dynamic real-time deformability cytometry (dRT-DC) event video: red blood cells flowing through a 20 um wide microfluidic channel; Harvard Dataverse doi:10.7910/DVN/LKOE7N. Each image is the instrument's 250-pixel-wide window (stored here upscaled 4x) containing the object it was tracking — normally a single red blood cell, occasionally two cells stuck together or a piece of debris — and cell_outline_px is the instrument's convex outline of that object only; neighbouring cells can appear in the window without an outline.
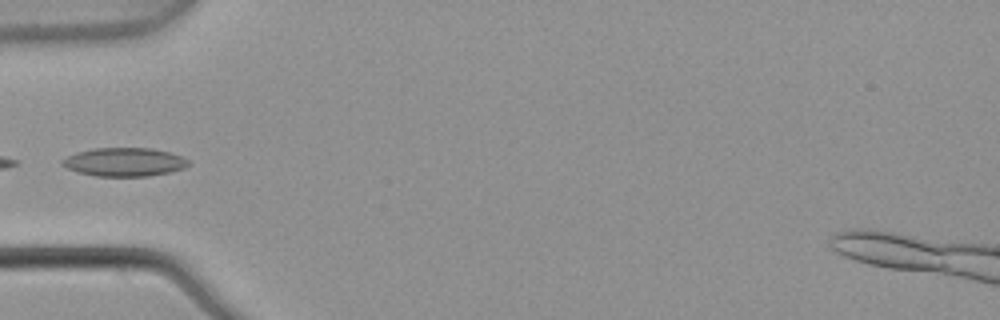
{"species": "common noctule bat (a hibernating species)", "species_latin": "Nyctalus noctula", "temperature_condition": "warm", "stored_images_in_passage": 4, "camera_frame_rate_fps": 3000, "um_per_image_px": 0.085, "animal": {"sex": "male", "body_mass_g": 21.5, "forearm_length_mm": 52.0}, "frame": {"image": 1, "passage_image": 4, "time_ms": 1.0, "image_size_px": [1000, 320], "cell_outline_px": [[192, 164], [184, 168], [168, 172], [148, 176], [96, 176], [80, 172], [68, 168], [60, 164], [60, 160], [76, 152], [92, 148], [152, 148], [168, 152], [180, 156], [188, 160]], "centroid_in_image_um": [10.56, 13.76], "position_along_channel_um": 74.4, "area_um2": 20.92}}